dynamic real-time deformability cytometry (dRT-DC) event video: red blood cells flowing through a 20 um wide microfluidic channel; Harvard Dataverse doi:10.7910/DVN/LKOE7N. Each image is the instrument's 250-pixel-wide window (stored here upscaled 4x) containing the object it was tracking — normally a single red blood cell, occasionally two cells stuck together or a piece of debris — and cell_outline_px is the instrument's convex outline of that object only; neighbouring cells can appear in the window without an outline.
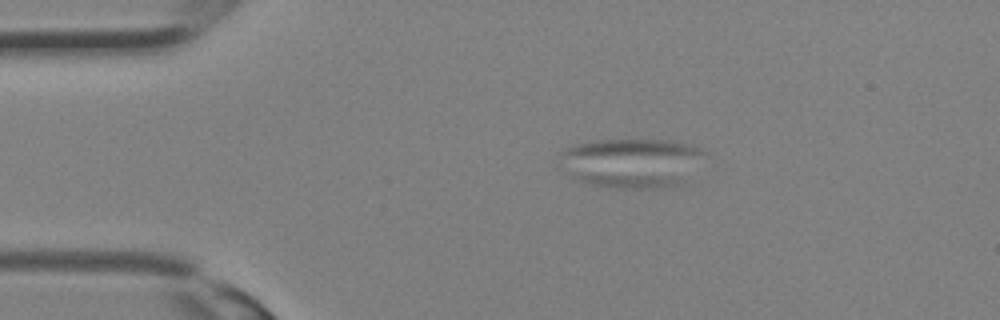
{"species": "Egyptian fruit bat (a non-hibernating species)", "species_latin": "Rousettus aegyptiacus", "temperature_condition": "room temperature", "stored_images_in_passage": 12, "segment_of_instrument_passage": [1, 2], "camera_frame_rate_fps": 3000, "um_per_image_px": 0.085, "animal": {"sex": "female"}, "frame": {"image": 1, "passage_image": 6, "time_ms": 1.667, "image_size_px": [1000, 320], "cell_outline_px": [[684, 180], [680, 184], [664, 188], [608, 188], [588, 184], [572, 180], [556, 168], [560, 168], [680, 176]], "centroid_in_image_um": [52.83, 15.22], "position_along_channel_um": 32.2, "area_um2": 11.73}}